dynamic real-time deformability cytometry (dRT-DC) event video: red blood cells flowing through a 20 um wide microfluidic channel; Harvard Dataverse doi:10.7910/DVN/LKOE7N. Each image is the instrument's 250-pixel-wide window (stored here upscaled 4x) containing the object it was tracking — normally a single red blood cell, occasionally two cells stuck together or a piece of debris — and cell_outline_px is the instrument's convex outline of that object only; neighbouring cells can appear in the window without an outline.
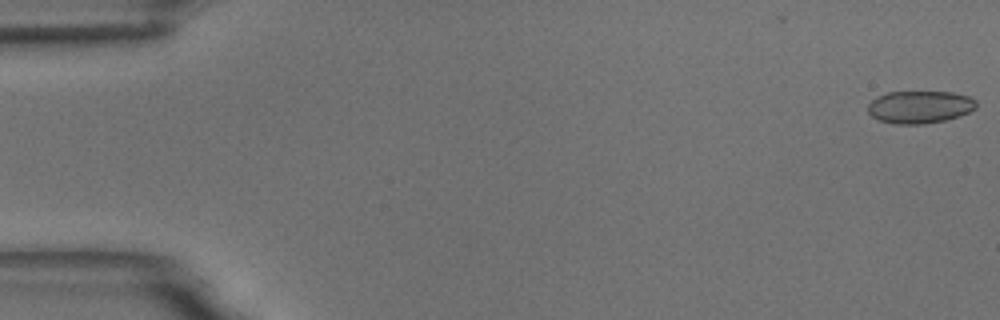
{"species": "common noctule bat (a hibernating species)", "species_latin": "Nyctalus noctula", "temperature_condition": "room temperature", "stored_images_in_passage": 56, "camera_frame_rate_fps": 3000, "um_per_image_px": 0.085, "animal": {"sex": "male", "body_mass_g": 18.8}, "frame": {"image": 1, "passage_image": 1, "time_ms": 0.0, "image_size_px": [1000, 320], "cell_outline_px": [[976, 108], [960, 116], [944, 120], [924, 124], [892, 124], [880, 120], [872, 116], [868, 112], [868, 104], [872, 100], [888, 92], [952, 92], [968, 96], [976, 100]], "centroid_in_image_um": [78.19, 9.1], "position_along_channel_um": 6.8, "area_um2": 20.46}}
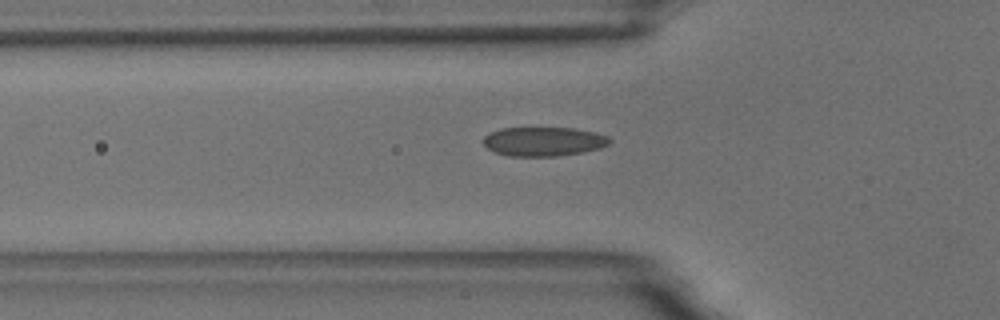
{"frame": {"image": 2, "passage_image": 19, "time_ms": 6.0, "image_size_px": [1000, 320], "cell_outline_px": [[612, 140], [608, 144], [600, 148], [580, 152], [556, 156], [508, 156], [492, 152], [484, 144], [484, 136], [500, 128], [576, 128], [596, 132], [608, 136]], "centroid_in_image_um": [46.2, 12.02], "position_along_channel_um": 79.6, "area_um2": 21.44}}
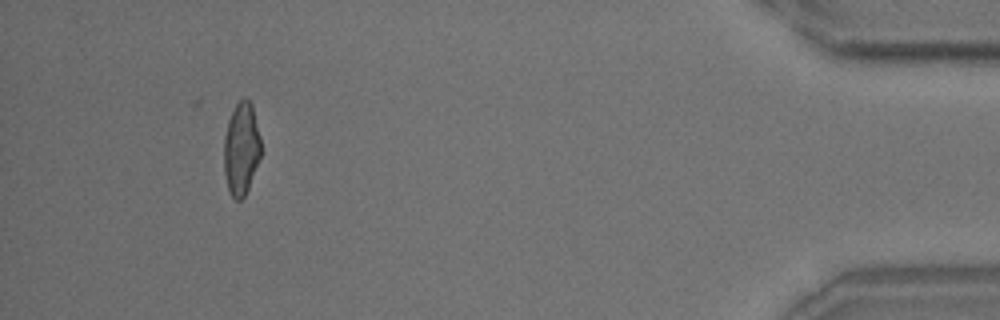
{"frame": {"image": 3, "passage_image": 52, "time_ms": 17.0, "image_size_px": [1000, 320], "cell_outline_px": [[260, 156], [248, 188], [244, 196], [240, 200], [236, 200], [228, 192], [224, 172], [224, 136], [228, 120], [236, 104], [244, 96], [252, 104], [260, 136]], "centroid_in_image_um": [20.49, 12.64], "position_along_channel_um": 414.7, "area_um2": 19.88}, "authors_computed_cell_mechanics": {"area_um2": 20.9525, "velocity_mm_per_s": 3.6265, "shape_relaxation_time_tau1_ms": 7.9037, "shape_relaxation_time_tau2_ms": 1.0675, "deformation_change_tau1": 0.1904, "deformation_change_tau2": 0.0621}}